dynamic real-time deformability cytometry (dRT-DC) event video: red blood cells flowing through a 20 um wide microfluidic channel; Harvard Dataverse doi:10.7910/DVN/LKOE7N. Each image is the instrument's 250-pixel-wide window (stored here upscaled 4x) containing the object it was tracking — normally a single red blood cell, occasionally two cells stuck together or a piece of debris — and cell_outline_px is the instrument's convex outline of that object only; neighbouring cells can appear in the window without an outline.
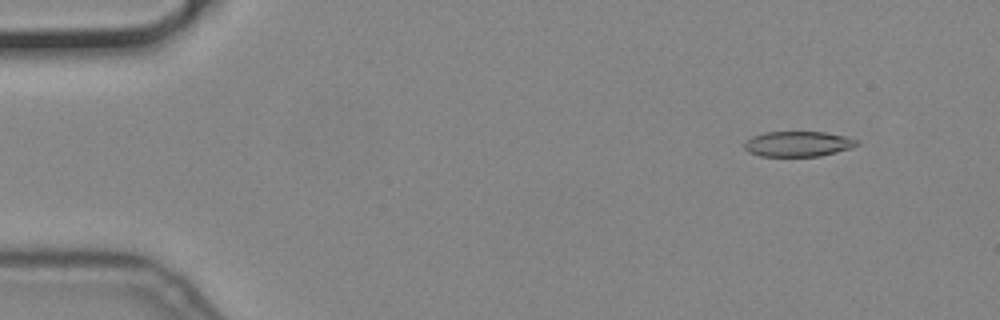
{"species": "common noctule bat (a hibernating species)", "species_latin": "Nyctalus noctula", "temperature_condition": "cold", "stored_images_in_passage": 14, "camera_frame_rate_fps": 3000, "um_per_image_px": 0.085, "animal": {"sex": "male", "body_mass_g": 19.2, "forearm_length_mm": 51.8}, "frame": {"image": 1, "passage_image": 6, "time_ms": 1.667, "image_size_px": [1000, 320], "cell_outline_px": [[860, 144], [852, 148], [820, 156], [760, 156], [748, 152], [744, 148], [744, 140], [752, 136], [764, 132], [824, 132], [844, 136], [860, 140]], "centroid_in_image_um": [67.83, 12.23], "position_along_channel_um": 17.2, "area_um2": 16.76}}